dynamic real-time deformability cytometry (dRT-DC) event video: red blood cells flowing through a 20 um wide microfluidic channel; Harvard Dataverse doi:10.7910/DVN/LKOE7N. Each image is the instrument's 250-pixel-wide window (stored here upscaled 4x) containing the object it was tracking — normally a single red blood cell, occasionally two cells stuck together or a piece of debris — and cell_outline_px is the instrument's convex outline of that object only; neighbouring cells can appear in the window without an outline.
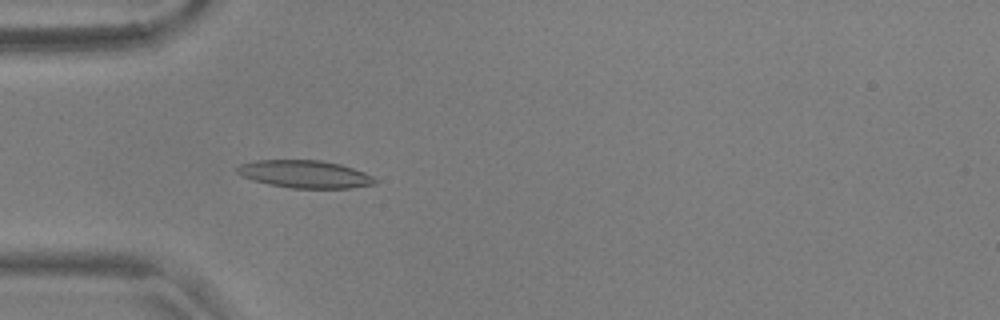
{"species": "common noctule bat (a hibernating species)", "species_latin": "Nyctalus noctula", "temperature_condition": "warm", "stored_images_in_passage": 41, "camera_frame_rate_fps": 3000, "um_per_image_px": 0.085, "animal": {"sex": "male", "body_mass_g": 17.9, "forearm_length_mm": 54.2}, "frame": {"image": 1, "passage_image": 3, "time_ms": 0.667, "image_size_px": [1000, 320], "cell_outline_px": [[380, 180], [376, 184], [352, 188], [292, 188], [268, 184], [252, 180], [236, 172], [236, 168], [240, 164], [256, 160], [320, 160], [340, 164], [364, 172]], "centroid_in_image_um": [25.94, 14.8], "position_along_channel_um": 59.1, "area_um2": 22.25}}
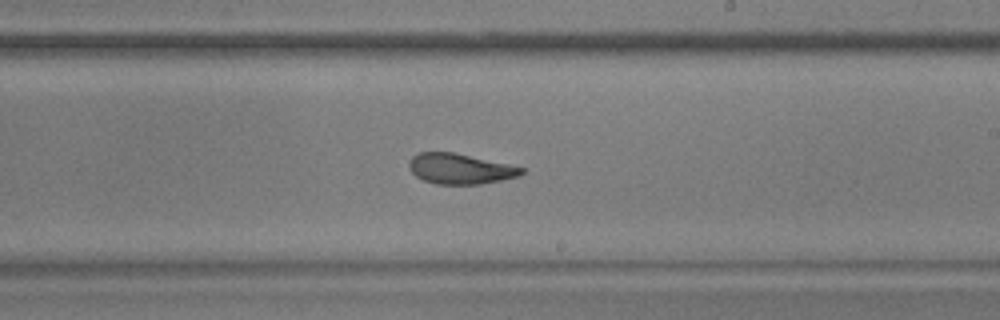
{"frame": {"image": 2, "passage_image": 19, "time_ms": 6.0, "image_size_px": [1000, 320], "cell_outline_px": [[524, 172], [520, 176], [480, 184], [436, 184], [424, 180], [416, 176], [408, 168], [408, 164], [412, 156], [420, 152], [452, 152], [508, 164], [524, 168]], "centroid_in_image_um": [39.09, 14.35], "position_along_channel_um": 249.9, "area_um2": 19.77}}
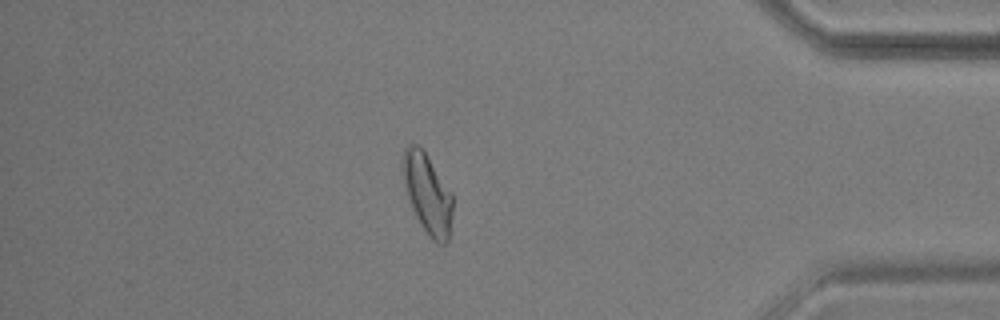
{"frame": {"image": 3, "passage_image": 34, "time_ms": 11.0, "image_size_px": [1000, 320], "cell_outline_px": [[452, 216], [448, 240], [444, 244], [440, 244], [432, 240], [428, 236], [420, 224], [416, 216], [408, 196], [404, 184], [400, 164], [404, 148], [408, 144], [416, 144], [424, 152], [452, 196]], "centroid_in_image_um": [36.29, 16.48], "position_along_channel_um": 398.9, "area_um2": 22.77}, "authors_computed_cell_mechanics": {"area_um2": 20.9814, "velocity_mm_per_s": 3.6403, "shape_relaxation_time_tau1_ms": null, "shape_relaxation_time_tau2_ms": 2.1261, "deformation_change_tau1": null, "deformation_change_tau2": 0.0933}}